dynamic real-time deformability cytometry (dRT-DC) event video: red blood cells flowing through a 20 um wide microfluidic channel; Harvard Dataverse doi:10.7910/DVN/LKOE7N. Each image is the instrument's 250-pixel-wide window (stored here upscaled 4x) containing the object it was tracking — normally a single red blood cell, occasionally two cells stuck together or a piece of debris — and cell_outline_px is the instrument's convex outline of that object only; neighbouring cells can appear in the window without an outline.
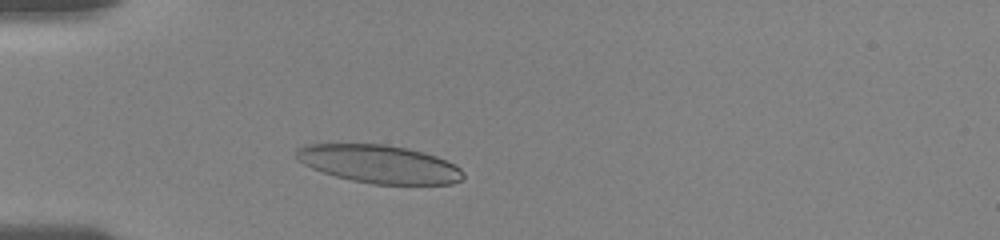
{"species": "human", "species_latin": "Homo sapiens", "temperature_condition": "room temperature", "stored_images_in_passage": 49, "camera_frame_rate_fps": 3000, "um_per_image_px": 0.085, "donor": {"sex": "female"}, "frame": {"image": 1, "passage_image": 7, "time_ms": 2.333, "image_size_px": [1000, 240], "cell_outline_px": [[464, 176], [460, 180], [452, 184], [372, 184], [352, 180], [336, 176], [312, 168], [296, 160], [296, 148], [308, 144], [384, 144], [404, 148], [436, 156], [456, 164], [464, 172]], "centroid_in_image_um": [32.23, 13.95], "position_along_channel_um": 52.8, "area_um2": 36.88}}
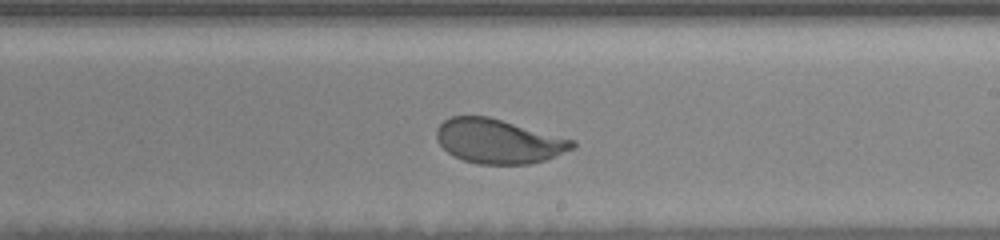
{"frame": {"image": 2, "passage_image": 38, "time_ms": 8.0, "image_size_px": [1000, 240], "cell_outline_px": [[576, 148], [544, 160], [532, 164], [476, 164], [464, 160], [448, 152], [436, 140], [436, 128], [444, 120], [452, 116], [488, 116], [572, 140], [576, 144]], "centroid_in_image_um": [42.34, 12.01], "position_along_channel_um": 246.7, "area_um2": 34.8}}
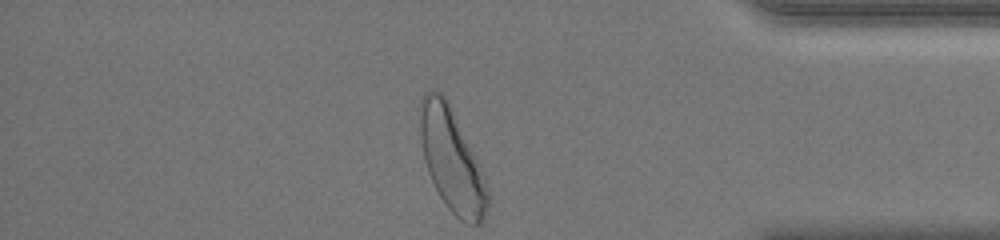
{"frame": {"image": 3, "passage_image": 49, "time_ms": 12.667, "image_size_px": [1000, 240], "cell_outline_px": [[488, 204], [484, 216], [480, 224], [472, 224], [460, 220], [448, 208], [440, 196], [428, 172], [424, 160], [420, 136], [420, 96], [428, 92], [440, 92], [444, 96], [480, 164], [488, 192]], "centroid_in_image_um": [38.39, 13.63], "position_along_channel_um": 396.8, "area_um2": 39.65}, "authors_computed_cell_mechanics": {"area_um2": 36.2406, "velocity_mm_per_s": 3.6815, "shape_relaxation_time_tau1_ms": 2.5051, "shape_relaxation_time_tau2_ms": null, "deformation_change_tau1": 0.1366, "deformation_change_tau2": null}}